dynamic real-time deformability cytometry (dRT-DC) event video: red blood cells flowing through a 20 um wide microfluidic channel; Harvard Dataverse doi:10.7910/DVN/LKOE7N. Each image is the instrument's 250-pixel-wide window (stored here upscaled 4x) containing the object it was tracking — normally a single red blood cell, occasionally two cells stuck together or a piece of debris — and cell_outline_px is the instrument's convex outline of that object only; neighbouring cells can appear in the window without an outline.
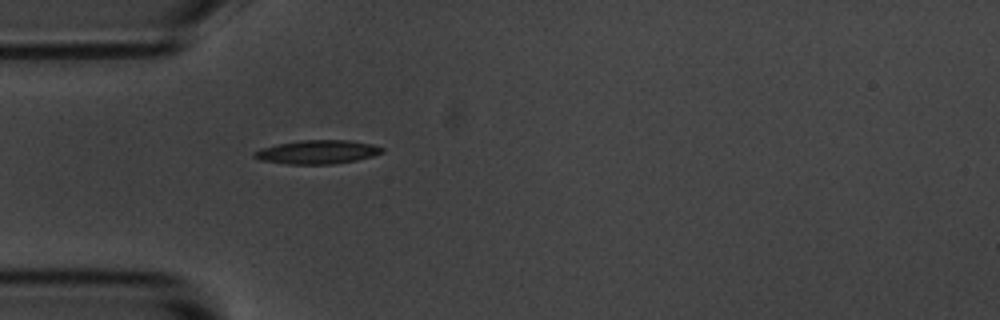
{"species": "common noctule bat (a hibernating species)", "species_latin": "Nyctalus noctula", "temperature_condition": "room temperature", "stored_images_in_passage": 1, "camera_frame_rate_fps": 3000, "um_per_image_px": 0.085, "animal": {"sex": "male", "body_mass_g": 20.1, "forearm_length_mm": 53.5}, "frame": {"image": 1, "passage_image": 1, "time_ms": 0.0, "image_size_px": [1000, 320], "cell_outline_px": [[384, 152], [372, 156], [356, 160], [332, 164], [288, 164], [260, 160], [252, 156], [252, 152], [260, 148], [300, 140], [348, 140], [372, 144], [384, 148]], "centroid_in_image_um": [26.96, 12.92], "position_along_channel_um": 58.0, "area_um2": 17.63}}